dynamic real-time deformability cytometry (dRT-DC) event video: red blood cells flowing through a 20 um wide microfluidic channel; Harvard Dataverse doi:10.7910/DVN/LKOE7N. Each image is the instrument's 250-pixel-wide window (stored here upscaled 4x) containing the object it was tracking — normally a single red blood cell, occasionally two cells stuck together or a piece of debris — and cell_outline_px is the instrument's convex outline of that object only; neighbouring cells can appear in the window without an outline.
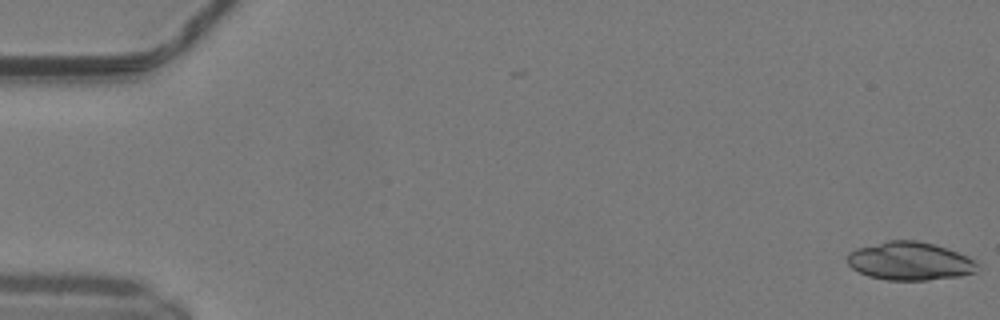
{"species": "common noctule bat (a hibernating species)", "species_latin": "Nyctalus noctula", "temperature_condition": "warm", "stored_images_in_passage": 11, "camera_frame_rate_fps": 3000, "um_per_image_px": 0.085, "animal": {"sex": "male", "body_mass_g": 19.2, "forearm_length_mm": 51.8}, "frame": {"image": 1, "passage_image": 1, "time_ms": 0.0, "image_size_px": [1000, 320], "cell_outline_px": [[976, 272], [960, 276], [928, 280], [888, 280], [868, 276], [852, 268], [848, 264], [848, 252], [856, 248], [888, 240], [916, 240], [932, 244], [968, 256], [976, 260]], "centroid_in_image_um": [77.32, 22.2], "position_along_channel_um": 7.7, "area_um2": 28.84}}